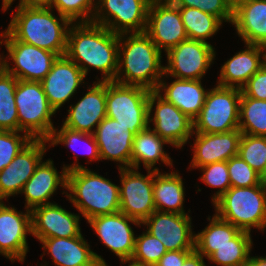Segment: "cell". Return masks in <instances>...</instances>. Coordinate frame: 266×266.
<instances>
[{
  "mask_svg": "<svg viewBox=\"0 0 266 266\" xmlns=\"http://www.w3.org/2000/svg\"><path fill=\"white\" fill-rule=\"evenodd\" d=\"M118 50L119 34L103 25L93 22L71 24L65 55L80 67L85 76L92 67L102 72L101 81H114L118 68Z\"/></svg>",
  "mask_w": 266,
  "mask_h": 266,
  "instance_id": "1",
  "label": "cell"
},
{
  "mask_svg": "<svg viewBox=\"0 0 266 266\" xmlns=\"http://www.w3.org/2000/svg\"><path fill=\"white\" fill-rule=\"evenodd\" d=\"M128 35L119 34L118 68L114 81L156 90L164 77L162 52L145 32Z\"/></svg>",
  "mask_w": 266,
  "mask_h": 266,
  "instance_id": "2",
  "label": "cell"
},
{
  "mask_svg": "<svg viewBox=\"0 0 266 266\" xmlns=\"http://www.w3.org/2000/svg\"><path fill=\"white\" fill-rule=\"evenodd\" d=\"M16 13L7 31L20 42L51 51L58 56L65 55L67 35L72 22L52 14L51 7L17 6Z\"/></svg>",
  "mask_w": 266,
  "mask_h": 266,
  "instance_id": "3",
  "label": "cell"
},
{
  "mask_svg": "<svg viewBox=\"0 0 266 266\" xmlns=\"http://www.w3.org/2000/svg\"><path fill=\"white\" fill-rule=\"evenodd\" d=\"M63 166L67 171L66 189L71 192H66V197L87 221L96 216L119 211V186L79 165L77 161L72 165Z\"/></svg>",
  "mask_w": 266,
  "mask_h": 266,
  "instance_id": "4",
  "label": "cell"
},
{
  "mask_svg": "<svg viewBox=\"0 0 266 266\" xmlns=\"http://www.w3.org/2000/svg\"><path fill=\"white\" fill-rule=\"evenodd\" d=\"M213 205L215 214L242 231L266 228V182L251 187H230Z\"/></svg>",
  "mask_w": 266,
  "mask_h": 266,
  "instance_id": "5",
  "label": "cell"
},
{
  "mask_svg": "<svg viewBox=\"0 0 266 266\" xmlns=\"http://www.w3.org/2000/svg\"><path fill=\"white\" fill-rule=\"evenodd\" d=\"M19 131L32 139H48L55 129L51 121L56 112L50 106L41 81L18 80L15 91Z\"/></svg>",
  "mask_w": 266,
  "mask_h": 266,
  "instance_id": "6",
  "label": "cell"
},
{
  "mask_svg": "<svg viewBox=\"0 0 266 266\" xmlns=\"http://www.w3.org/2000/svg\"><path fill=\"white\" fill-rule=\"evenodd\" d=\"M150 92L145 87L106 81V117L138 134L149 126Z\"/></svg>",
  "mask_w": 266,
  "mask_h": 266,
  "instance_id": "7",
  "label": "cell"
},
{
  "mask_svg": "<svg viewBox=\"0 0 266 266\" xmlns=\"http://www.w3.org/2000/svg\"><path fill=\"white\" fill-rule=\"evenodd\" d=\"M241 89L217 85L208 91L194 133H225L239 129Z\"/></svg>",
  "mask_w": 266,
  "mask_h": 266,
  "instance_id": "8",
  "label": "cell"
},
{
  "mask_svg": "<svg viewBox=\"0 0 266 266\" xmlns=\"http://www.w3.org/2000/svg\"><path fill=\"white\" fill-rule=\"evenodd\" d=\"M2 37L5 39H2L0 44L5 45L9 56L7 58L12 60L15 66L10 68L6 58L1 57V67L18 80L42 81L50 72L58 55L34 45L17 41L7 30L0 34V38Z\"/></svg>",
  "mask_w": 266,
  "mask_h": 266,
  "instance_id": "9",
  "label": "cell"
},
{
  "mask_svg": "<svg viewBox=\"0 0 266 266\" xmlns=\"http://www.w3.org/2000/svg\"><path fill=\"white\" fill-rule=\"evenodd\" d=\"M151 0H97L91 22L116 34L143 33Z\"/></svg>",
  "mask_w": 266,
  "mask_h": 266,
  "instance_id": "10",
  "label": "cell"
},
{
  "mask_svg": "<svg viewBox=\"0 0 266 266\" xmlns=\"http://www.w3.org/2000/svg\"><path fill=\"white\" fill-rule=\"evenodd\" d=\"M121 184L119 186L120 209L128 217L141 224L154 212L153 170L147 169V175L135 168H118Z\"/></svg>",
  "mask_w": 266,
  "mask_h": 266,
  "instance_id": "11",
  "label": "cell"
},
{
  "mask_svg": "<svg viewBox=\"0 0 266 266\" xmlns=\"http://www.w3.org/2000/svg\"><path fill=\"white\" fill-rule=\"evenodd\" d=\"M215 49L209 43L186 39L167 53L164 75L176 79L201 80L215 59ZM167 74V75H166Z\"/></svg>",
  "mask_w": 266,
  "mask_h": 266,
  "instance_id": "12",
  "label": "cell"
},
{
  "mask_svg": "<svg viewBox=\"0 0 266 266\" xmlns=\"http://www.w3.org/2000/svg\"><path fill=\"white\" fill-rule=\"evenodd\" d=\"M162 52L166 53L188 39L179 7L170 0H151L144 31Z\"/></svg>",
  "mask_w": 266,
  "mask_h": 266,
  "instance_id": "13",
  "label": "cell"
},
{
  "mask_svg": "<svg viewBox=\"0 0 266 266\" xmlns=\"http://www.w3.org/2000/svg\"><path fill=\"white\" fill-rule=\"evenodd\" d=\"M154 115L152 116V109ZM149 123L152 122V129L168 144L181 148L187 143L189 137L194 134V121L181 112L174 104L166 101L161 95L153 90L148 98ZM152 118H151V116Z\"/></svg>",
  "mask_w": 266,
  "mask_h": 266,
  "instance_id": "14",
  "label": "cell"
},
{
  "mask_svg": "<svg viewBox=\"0 0 266 266\" xmlns=\"http://www.w3.org/2000/svg\"><path fill=\"white\" fill-rule=\"evenodd\" d=\"M167 251L195 250V234L187 214L154 211L143 223Z\"/></svg>",
  "mask_w": 266,
  "mask_h": 266,
  "instance_id": "15",
  "label": "cell"
},
{
  "mask_svg": "<svg viewBox=\"0 0 266 266\" xmlns=\"http://www.w3.org/2000/svg\"><path fill=\"white\" fill-rule=\"evenodd\" d=\"M100 240L120 260L132 258L135 248V234L130 222L140 227L141 223L120 211L93 217L87 221Z\"/></svg>",
  "mask_w": 266,
  "mask_h": 266,
  "instance_id": "16",
  "label": "cell"
},
{
  "mask_svg": "<svg viewBox=\"0 0 266 266\" xmlns=\"http://www.w3.org/2000/svg\"><path fill=\"white\" fill-rule=\"evenodd\" d=\"M32 233L31 210L19 212L0 201V254L23 263L28 252L27 234Z\"/></svg>",
  "mask_w": 266,
  "mask_h": 266,
  "instance_id": "17",
  "label": "cell"
},
{
  "mask_svg": "<svg viewBox=\"0 0 266 266\" xmlns=\"http://www.w3.org/2000/svg\"><path fill=\"white\" fill-rule=\"evenodd\" d=\"M46 139H33L0 171V201L21 194L24 184L35 172L46 150Z\"/></svg>",
  "mask_w": 266,
  "mask_h": 266,
  "instance_id": "18",
  "label": "cell"
},
{
  "mask_svg": "<svg viewBox=\"0 0 266 266\" xmlns=\"http://www.w3.org/2000/svg\"><path fill=\"white\" fill-rule=\"evenodd\" d=\"M79 219L56 203L40 205L31 210V234L38 240L77 237L81 234Z\"/></svg>",
  "mask_w": 266,
  "mask_h": 266,
  "instance_id": "19",
  "label": "cell"
},
{
  "mask_svg": "<svg viewBox=\"0 0 266 266\" xmlns=\"http://www.w3.org/2000/svg\"><path fill=\"white\" fill-rule=\"evenodd\" d=\"M85 74L66 55L58 56L50 72L41 81L44 93L55 112L73 97L80 84H84Z\"/></svg>",
  "mask_w": 266,
  "mask_h": 266,
  "instance_id": "20",
  "label": "cell"
},
{
  "mask_svg": "<svg viewBox=\"0 0 266 266\" xmlns=\"http://www.w3.org/2000/svg\"><path fill=\"white\" fill-rule=\"evenodd\" d=\"M94 138L98 145L101 160L119 162V168H131V153L134 134L118 121L105 117L95 127Z\"/></svg>",
  "mask_w": 266,
  "mask_h": 266,
  "instance_id": "21",
  "label": "cell"
},
{
  "mask_svg": "<svg viewBox=\"0 0 266 266\" xmlns=\"http://www.w3.org/2000/svg\"><path fill=\"white\" fill-rule=\"evenodd\" d=\"M106 117V81L94 82L88 92L75 104L70 105L63 126L79 132L94 133Z\"/></svg>",
  "mask_w": 266,
  "mask_h": 266,
  "instance_id": "22",
  "label": "cell"
},
{
  "mask_svg": "<svg viewBox=\"0 0 266 266\" xmlns=\"http://www.w3.org/2000/svg\"><path fill=\"white\" fill-rule=\"evenodd\" d=\"M193 159L190 168H200L205 165L228 161L237 156L242 132L239 129L225 133H193Z\"/></svg>",
  "mask_w": 266,
  "mask_h": 266,
  "instance_id": "23",
  "label": "cell"
},
{
  "mask_svg": "<svg viewBox=\"0 0 266 266\" xmlns=\"http://www.w3.org/2000/svg\"><path fill=\"white\" fill-rule=\"evenodd\" d=\"M39 241L57 266H108L101 256L90 249L82 234L72 238L56 237Z\"/></svg>",
  "mask_w": 266,
  "mask_h": 266,
  "instance_id": "24",
  "label": "cell"
},
{
  "mask_svg": "<svg viewBox=\"0 0 266 266\" xmlns=\"http://www.w3.org/2000/svg\"><path fill=\"white\" fill-rule=\"evenodd\" d=\"M245 47L221 66L217 85L241 89L266 63V47L253 44H246Z\"/></svg>",
  "mask_w": 266,
  "mask_h": 266,
  "instance_id": "25",
  "label": "cell"
},
{
  "mask_svg": "<svg viewBox=\"0 0 266 266\" xmlns=\"http://www.w3.org/2000/svg\"><path fill=\"white\" fill-rule=\"evenodd\" d=\"M59 174L55 169L53 160L41 161L33 175L24 184L21 193L25 195V208H33L50 204L48 200L54 194L58 186L63 189L67 186V171L62 168Z\"/></svg>",
  "mask_w": 266,
  "mask_h": 266,
  "instance_id": "26",
  "label": "cell"
},
{
  "mask_svg": "<svg viewBox=\"0 0 266 266\" xmlns=\"http://www.w3.org/2000/svg\"><path fill=\"white\" fill-rule=\"evenodd\" d=\"M201 83V80L176 79L167 85L161 79L156 91L194 121L200 114L209 91ZM161 90L165 92L163 96Z\"/></svg>",
  "mask_w": 266,
  "mask_h": 266,
  "instance_id": "27",
  "label": "cell"
},
{
  "mask_svg": "<svg viewBox=\"0 0 266 266\" xmlns=\"http://www.w3.org/2000/svg\"><path fill=\"white\" fill-rule=\"evenodd\" d=\"M232 25L246 44L266 47V0H247L233 10Z\"/></svg>",
  "mask_w": 266,
  "mask_h": 266,
  "instance_id": "28",
  "label": "cell"
},
{
  "mask_svg": "<svg viewBox=\"0 0 266 266\" xmlns=\"http://www.w3.org/2000/svg\"><path fill=\"white\" fill-rule=\"evenodd\" d=\"M164 144L168 143L154 132L149 124L146 129L134 136L131 153V168L138 170L140 163L143 162L146 170L151 169L158 171V168L154 166L159 161L172 167L173 161L163 150Z\"/></svg>",
  "mask_w": 266,
  "mask_h": 266,
  "instance_id": "29",
  "label": "cell"
},
{
  "mask_svg": "<svg viewBox=\"0 0 266 266\" xmlns=\"http://www.w3.org/2000/svg\"><path fill=\"white\" fill-rule=\"evenodd\" d=\"M184 186L179 173L161 174L153 170V196L156 211L186 214L183 207Z\"/></svg>",
  "mask_w": 266,
  "mask_h": 266,
  "instance_id": "30",
  "label": "cell"
},
{
  "mask_svg": "<svg viewBox=\"0 0 266 266\" xmlns=\"http://www.w3.org/2000/svg\"><path fill=\"white\" fill-rule=\"evenodd\" d=\"M208 220L211 222L200 233L195 234V250L207 258L217 250L218 247L230 243L241 230L219 218L216 214Z\"/></svg>",
  "mask_w": 266,
  "mask_h": 266,
  "instance_id": "31",
  "label": "cell"
},
{
  "mask_svg": "<svg viewBox=\"0 0 266 266\" xmlns=\"http://www.w3.org/2000/svg\"><path fill=\"white\" fill-rule=\"evenodd\" d=\"M188 39L209 43L206 40L218 32L222 22L211 14L193 7H179Z\"/></svg>",
  "mask_w": 266,
  "mask_h": 266,
  "instance_id": "32",
  "label": "cell"
},
{
  "mask_svg": "<svg viewBox=\"0 0 266 266\" xmlns=\"http://www.w3.org/2000/svg\"><path fill=\"white\" fill-rule=\"evenodd\" d=\"M18 79L0 66V130L19 131L15 91Z\"/></svg>",
  "mask_w": 266,
  "mask_h": 266,
  "instance_id": "33",
  "label": "cell"
},
{
  "mask_svg": "<svg viewBox=\"0 0 266 266\" xmlns=\"http://www.w3.org/2000/svg\"><path fill=\"white\" fill-rule=\"evenodd\" d=\"M239 130L242 134L266 137V100L253 99L241 93Z\"/></svg>",
  "mask_w": 266,
  "mask_h": 266,
  "instance_id": "34",
  "label": "cell"
},
{
  "mask_svg": "<svg viewBox=\"0 0 266 266\" xmlns=\"http://www.w3.org/2000/svg\"><path fill=\"white\" fill-rule=\"evenodd\" d=\"M251 234L240 231L230 243L217 248L207 259L219 266H241L250 259Z\"/></svg>",
  "mask_w": 266,
  "mask_h": 266,
  "instance_id": "35",
  "label": "cell"
},
{
  "mask_svg": "<svg viewBox=\"0 0 266 266\" xmlns=\"http://www.w3.org/2000/svg\"><path fill=\"white\" fill-rule=\"evenodd\" d=\"M238 155L266 182V137L242 134Z\"/></svg>",
  "mask_w": 266,
  "mask_h": 266,
  "instance_id": "36",
  "label": "cell"
},
{
  "mask_svg": "<svg viewBox=\"0 0 266 266\" xmlns=\"http://www.w3.org/2000/svg\"><path fill=\"white\" fill-rule=\"evenodd\" d=\"M59 129H54L51 136L47 139L48 142H50V147L51 146H55L57 144H65L66 147H71L74 150V147L78 144H80V142L85 141L86 143H88L87 145L88 148L87 152L86 150L83 152L84 155L87 154L89 155L90 160L89 161H94V160H98L100 161V155H99V149H98V145L95 141L94 135L91 133H85V132H79V131H74L71 129H68L66 127H64L62 125L61 129L59 131H57ZM86 139V140H84ZM84 142V143H85ZM77 147V146H76Z\"/></svg>",
  "mask_w": 266,
  "mask_h": 266,
  "instance_id": "37",
  "label": "cell"
},
{
  "mask_svg": "<svg viewBox=\"0 0 266 266\" xmlns=\"http://www.w3.org/2000/svg\"><path fill=\"white\" fill-rule=\"evenodd\" d=\"M166 252L164 244L146 230L135 238V248L131 260L140 264L155 266Z\"/></svg>",
  "mask_w": 266,
  "mask_h": 266,
  "instance_id": "38",
  "label": "cell"
},
{
  "mask_svg": "<svg viewBox=\"0 0 266 266\" xmlns=\"http://www.w3.org/2000/svg\"><path fill=\"white\" fill-rule=\"evenodd\" d=\"M95 2V0H53L51 8L55 7L58 14L66 17L72 23L77 20L78 23L91 22L95 13Z\"/></svg>",
  "mask_w": 266,
  "mask_h": 266,
  "instance_id": "39",
  "label": "cell"
},
{
  "mask_svg": "<svg viewBox=\"0 0 266 266\" xmlns=\"http://www.w3.org/2000/svg\"><path fill=\"white\" fill-rule=\"evenodd\" d=\"M19 132L0 130V171L10 165L17 154L33 140L27 133L21 135Z\"/></svg>",
  "mask_w": 266,
  "mask_h": 266,
  "instance_id": "40",
  "label": "cell"
},
{
  "mask_svg": "<svg viewBox=\"0 0 266 266\" xmlns=\"http://www.w3.org/2000/svg\"><path fill=\"white\" fill-rule=\"evenodd\" d=\"M231 187H251L263 182L262 176L239 155L227 161Z\"/></svg>",
  "mask_w": 266,
  "mask_h": 266,
  "instance_id": "41",
  "label": "cell"
},
{
  "mask_svg": "<svg viewBox=\"0 0 266 266\" xmlns=\"http://www.w3.org/2000/svg\"><path fill=\"white\" fill-rule=\"evenodd\" d=\"M200 169L203 172L200 177L203 183L219 189L212 197V203H214L231 187L227 161L211 163Z\"/></svg>",
  "mask_w": 266,
  "mask_h": 266,
  "instance_id": "42",
  "label": "cell"
},
{
  "mask_svg": "<svg viewBox=\"0 0 266 266\" xmlns=\"http://www.w3.org/2000/svg\"><path fill=\"white\" fill-rule=\"evenodd\" d=\"M177 7H193L216 16L221 22L232 23L233 10L225 0H170Z\"/></svg>",
  "mask_w": 266,
  "mask_h": 266,
  "instance_id": "43",
  "label": "cell"
},
{
  "mask_svg": "<svg viewBox=\"0 0 266 266\" xmlns=\"http://www.w3.org/2000/svg\"><path fill=\"white\" fill-rule=\"evenodd\" d=\"M241 91L247 97L266 100V63L250 77Z\"/></svg>",
  "mask_w": 266,
  "mask_h": 266,
  "instance_id": "44",
  "label": "cell"
},
{
  "mask_svg": "<svg viewBox=\"0 0 266 266\" xmlns=\"http://www.w3.org/2000/svg\"><path fill=\"white\" fill-rule=\"evenodd\" d=\"M194 250L167 251L155 266H182Z\"/></svg>",
  "mask_w": 266,
  "mask_h": 266,
  "instance_id": "45",
  "label": "cell"
},
{
  "mask_svg": "<svg viewBox=\"0 0 266 266\" xmlns=\"http://www.w3.org/2000/svg\"><path fill=\"white\" fill-rule=\"evenodd\" d=\"M182 266H206L204 256L194 250L184 261Z\"/></svg>",
  "mask_w": 266,
  "mask_h": 266,
  "instance_id": "46",
  "label": "cell"
},
{
  "mask_svg": "<svg viewBox=\"0 0 266 266\" xmlns=\"http://www.w3.org/2000/svg\"><path fill=\"white\" fill-rule=\"evenodd\" d=\"M19 5L25 7H51L53 0H20Z\"/></svg>",
  "mask_w": 266,
  "mask_h": 266,
  "instance_id": "47",
  "label": "cell"
},
{
  "mask_svg": "<svg viewBox=\"0 0 266 266\" xmlns=\"http://www.w3.org/2000/svg\"><path fill=\"white\" fill-rule=\"evenodd\" d=\"M241 266H266V256L258 257V256H250V259L242 264Z\"/></svg>",
  "mask_w": 266,
  "mask_h": 266,
  "instance_id": "48",
  "label": "cell"
},
{
  "mask_svg": "<svg viewBox=\"0 0 266 266\" xmlns=\"http://www.w3.org/2000/svg\"><path fill=\"white\" fill-rule=\"evenodd\" d=\"M226 3L230 6L232 10L238 7L240 4L244 3L247 0H225Z\"/></svg>",
  "mask_w": 266,
  "mask_h": 266,
  "instance_id": "49",
  "label": "cell"
},
{
  "mask_svg": "<svg viewBox=\"0 0 266 266\" xmlns=\"http://www.w3.org/2000/svg\"><path fill=\"white\" fill-rule=\"evenodd\" d=\"M121 261V263L123 264V263H129V265L128 266H148V265H144V264H140V263H137V262H134V261H132L131 259H129V260H120Z\"/></svg>",
  "mask_w": 266,
  "mask_h": 266,
  "instance_id": "50",
  "label": "cell"
},
{
  "mask_svg": "<svg viewBox=\"0 0 266 266\" xmlns=\"http://www.w3.org/2000/svg\"><path fill=\"white\" fill-rule=\"evenodd\" d=\"M14 0H3L2 3H3V11H6L8 8H10L11 4L13 3Z\"/></svg>",
  "mask_w": 266,
  "mask_h": 266,
  "instance_id": "51",
  "label": "cell"
}]
</instances>
